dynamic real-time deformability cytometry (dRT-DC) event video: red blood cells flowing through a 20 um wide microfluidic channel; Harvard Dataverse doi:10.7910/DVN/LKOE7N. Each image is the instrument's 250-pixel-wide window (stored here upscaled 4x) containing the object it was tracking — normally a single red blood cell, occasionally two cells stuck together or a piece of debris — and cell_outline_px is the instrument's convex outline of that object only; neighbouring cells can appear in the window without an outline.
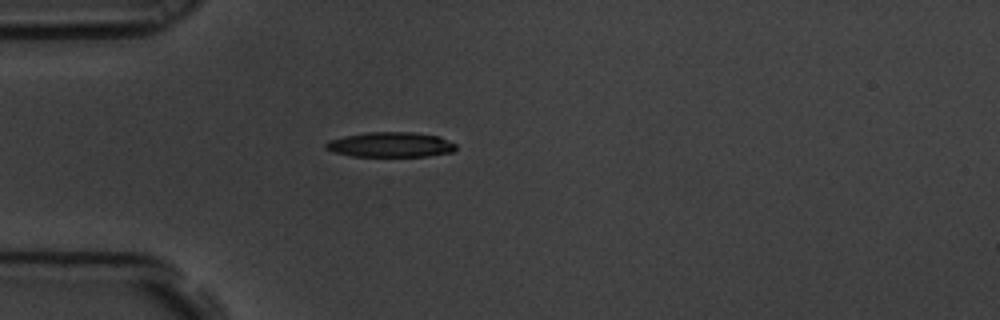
{"species": "common noctule bat (a hibernating species)", "species_latin": "Nyctalus noctula", "temperature_condition": "room temperature", "stored_images_in_passage": 43, "camera_frame_rate_fps": 3000, "um_per_image_px": 0.085, "animal": {"sex": "male", "body_mass_g": 19.5, "forearm_length_mm": 54.6}, "frame": {"image": 1, "passage_image": 1, "time_ms": 0.0, "image_size_px": [1000, 320], "cell_outline_px": [[456, 148], [452, 152], [428, 156], [352, 156], [332, 152], [324, 148], [324, 144], [328, 140], [344, 136], [364, 132], [412, 132], [440, 136], [456, 144]], "centroid_in_image_um": [33.16, 12.29], "position_along_channel_um": 51.8, "area_um2": 19.13}}
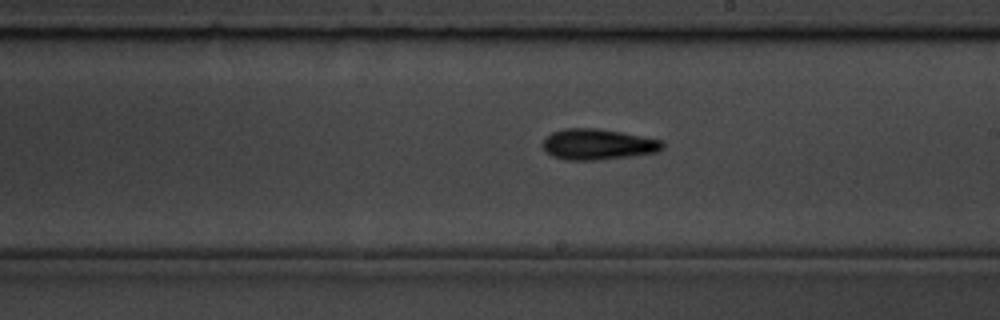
{"frame": {"image": 2, "passage_image": 18, "time_ms": 5.667, "image_size_px": [1000, 320], "cell_outline_px": [[664, 148], [656, 152], [632, 156], [592, 160], [564, 160], [552, 156], [540, 144], [552, 132], [564, 128], [596, 128], [620, 132], [664, 140]], "centroid_in_image_um": [50.82, 12.27], "position_along_channel_um": 238.2, "area_um2": 21.5}}
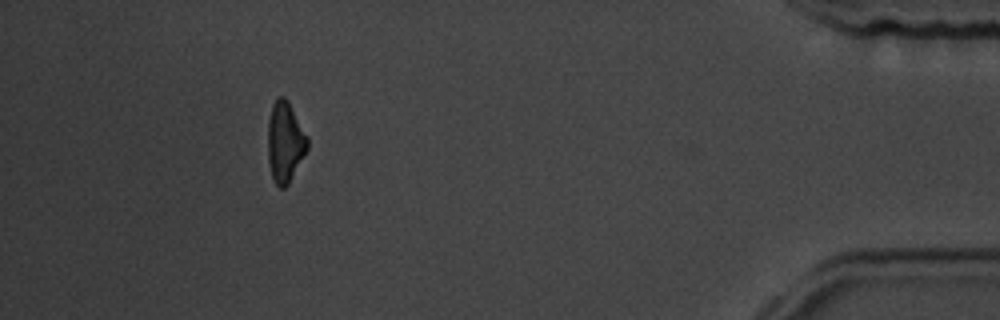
{"frame": {"image": 3, "passage_image": 38, "time_ms": 12.333, "image_size_px": [1000, 320], "cell_outline_px": [[308, 148], [288, 184], [284, 188], [280, 188], [272, 180], [268, 160], [268, 120], [272, 104], [280, 96], [284, 96], [288, 100], [308, 136]], "centroid_in_image_um": [24.22, 12.06], "position_along_channel_um": 411.0, "area_um2": 18.67}, "authors_computed_cell_mechanics": {"area_um2": 19.5942, "velocity_mm_per_s": 3.478, "shape_relaxation_time_tau1_ms": 3.9957, "shape_relaxation_time_tau2_ms": null, "deformation_change_tau1": 0.1546, "deformation_change_tau2": null}}